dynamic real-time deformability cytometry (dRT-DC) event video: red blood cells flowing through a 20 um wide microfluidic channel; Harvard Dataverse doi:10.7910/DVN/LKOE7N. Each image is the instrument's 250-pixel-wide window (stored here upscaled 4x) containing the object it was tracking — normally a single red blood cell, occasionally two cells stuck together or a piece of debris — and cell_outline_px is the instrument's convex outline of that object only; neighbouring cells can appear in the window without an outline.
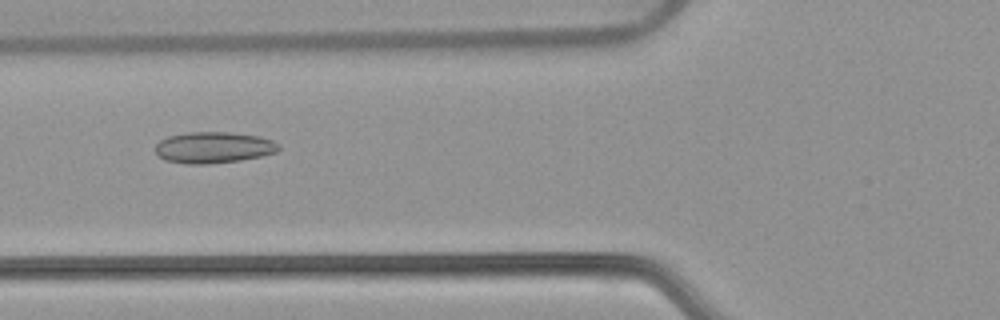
{"species": "common noctule bat (a hibernating species)", "species_latin": "Nyctalus noctula", "temperature_condition": "warm", "stored_images_in_passage": 54, "camera_frame_rate_fps": 3000, "um_per_image_px": 0.085, "animal": {"sex": "female", "body_mass_g": 22.7, "forearm_length_mm": 54.2}, "frame": {"image": 1, "passage_image": 21, "time_ms": 6.667, "image_size_px": [1000, 320], "cell_outline_px": [[280, 148], [276, 152], [260, 156], [240, 160], [208, 164], [184, 164], [164, 160], [156, 152], [156, 144], [160, 140], [168, 136], [188, 132], [232, 132], [260, 136], [272, 140], [280, 144]], "centroid_in_image_um": [18.16, 12.53], "position_along_channel_um": 107.6, "area_um2": 22.6}}
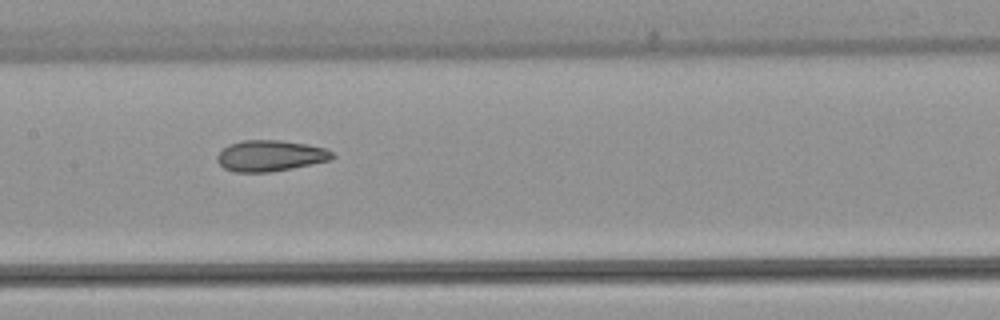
{"frame": {"image": 2, "passage_image": 27, "time_ms": 8.667, "image_size_px": [1000, 320], "cell_outline_px": [[336, 156], [332, 160], [292, 168], [268, 172], [236, 172], [224, 168], [216, 160], [216, 156], [228, 144], [244, 140], [280, 140], [308, 144], [324, 148], [332, 152]], "centroid_in_image_um": [22.99, 13.23], "position_along_channel_um": 184.4, "area_um2": 20.87}}
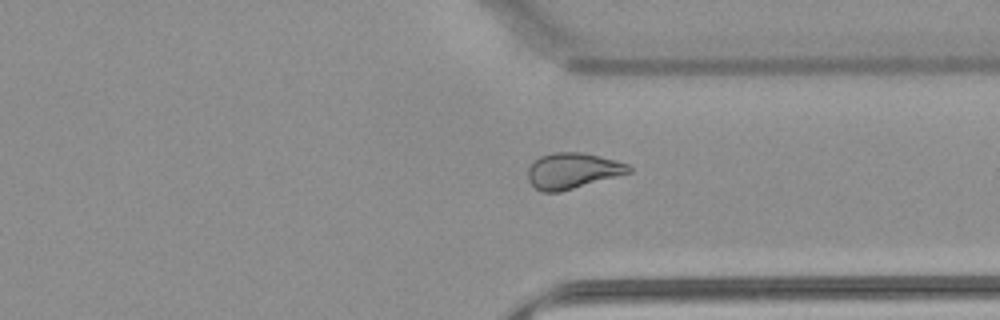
{"frame": {"image": 3, "passage_image": 41, "time_ms": 13.333, "image_size_px": [1000, 320], "cell_outline_px": [[632, 172], [560, 192], [540, 192], [528, 180], [528, 168], [540, 156], [552, 152], [584, 152], [616, 160], [628, 164], [632, 168]], "centroid_in_image_um": [48.68, 14.51], "position_along_channel_um": 362.7, "area_um2": 21.1}, "authors_computed_cell_mechanics": {"area_um2": 22.8888, "velocity_mm_per_s": 3.8221, "shape_relaxation_time_tau1_ms": null, "shape_relaxation_time_tau2_ms": 2.1259, "deformation_change_tau1": null, "deformation_change_tau2": 0.0779}}